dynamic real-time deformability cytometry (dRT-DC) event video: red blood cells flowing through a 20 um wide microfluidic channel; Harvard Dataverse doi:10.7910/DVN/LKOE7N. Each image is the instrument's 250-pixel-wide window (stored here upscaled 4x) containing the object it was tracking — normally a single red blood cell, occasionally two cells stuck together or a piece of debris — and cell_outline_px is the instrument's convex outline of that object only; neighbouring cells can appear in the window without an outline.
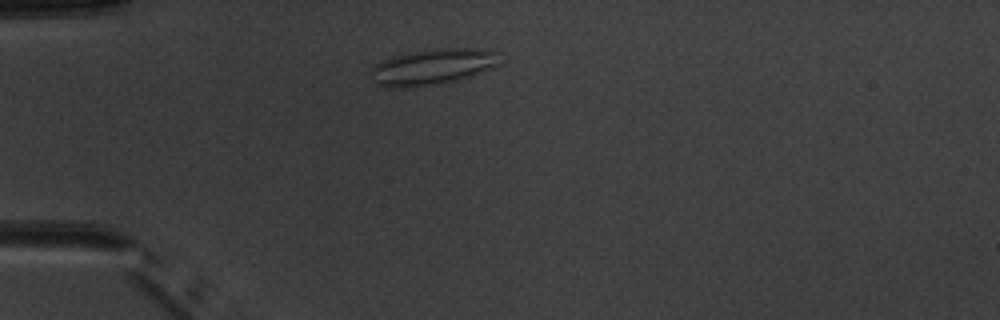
{"species": "common noctule bat (a hibernating species)", "species_latin": "Nyctalus noctula", "temperature_condition": "warm", "stored_images_in_passage": 2, "camera_frame_rate_fps": 3000, "um_per_image_px": 0.085, "animal": {"sex": "male", "body_mass_g": 20.1, "forearm_length_mm": 53.5}, "frame": {"image": 1, "passage_image": 2, "time_ms": 1.0, "image_size_px": [1000, 320], "cell_outline_px": [[500, 64], [492, 68], [452, 80], [428, 84], [376, 84], [368, 76], [368, 68], [372, 64], [392, 56], [436, 48], [468, 48], [496, 52]], "centroid_in_image_um": [36.71, 5.61], "position_along_channel_um": 48.3, "area_um2": 25.61}}